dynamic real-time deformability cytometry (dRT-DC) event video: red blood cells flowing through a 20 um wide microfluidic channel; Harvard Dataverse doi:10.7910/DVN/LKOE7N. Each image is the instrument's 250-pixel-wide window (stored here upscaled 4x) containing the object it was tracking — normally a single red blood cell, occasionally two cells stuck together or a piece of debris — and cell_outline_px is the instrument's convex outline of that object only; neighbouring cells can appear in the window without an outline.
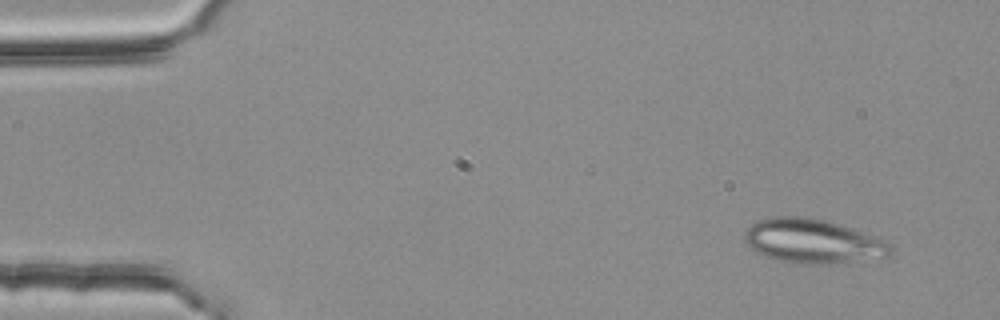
{"species": "common noctule bat (a hibernating species)", "species_latin": "Nyctalus noctula", "temperature_condition": "room temperature", "stored_images_in_passage": 2, "camera_frame_rate_fps": 3000, "um_per_image_px": 0.085, "animal": {"sex": "female", "body_mass_g": 25.1}, "frame": {"image": 1, "passage_image": 1, "time_ms": 0.0, "image_size_px": [1000, 320], "cell_outline_px": [[892, 252], [888, 256], [828, 264], [800, 264], [776, 260], [752, 248], [744, 240], [744, 232], [752, 224], [760, 220], [776, 216], [804, 216], [824, 220], [840, 224], [888, 240], [892, 244]], "centroid_in_image_um": [69.13, 20.49], "position_along_channel_um": 15.9, "area_um2": 37.51}}